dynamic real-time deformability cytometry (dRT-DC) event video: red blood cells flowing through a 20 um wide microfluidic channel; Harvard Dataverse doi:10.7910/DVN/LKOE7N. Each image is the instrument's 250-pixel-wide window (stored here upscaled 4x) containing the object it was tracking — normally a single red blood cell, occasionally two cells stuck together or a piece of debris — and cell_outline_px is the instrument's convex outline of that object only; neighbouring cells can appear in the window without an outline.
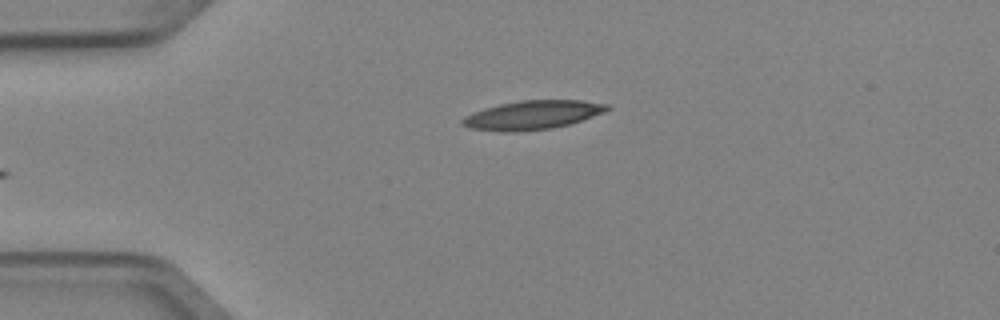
{"species": "Egyptian fruit bat (a non-hibernating species)", "species_latin": "Rousettus aegyptiacus", "temperature_condition": "cold", "stored_images_in_passage": 4, "camera_frame_rate_fps": 3000, "um_per_image_px": 0.085, "animal": {"sex": "female"}, "frame": {"image": 1, "passage_image": 4, "time_ms": 1.0, "image_size_px": [1000, 320], "cell_outline_px": [[612, 108], [604, 112], [568, 124], [552, 128], [512, 132], [500, 132], [472, 128], [460, 124], [460, 120], [464, 116], [472, 112], [484, 108], [500, 104], [520, 100], [580, 100], [608, 104]], "centroid_in_image_um": [45.22, 9.77], "position_along_channel_um": 39.8, "area_um2": 24.28}}